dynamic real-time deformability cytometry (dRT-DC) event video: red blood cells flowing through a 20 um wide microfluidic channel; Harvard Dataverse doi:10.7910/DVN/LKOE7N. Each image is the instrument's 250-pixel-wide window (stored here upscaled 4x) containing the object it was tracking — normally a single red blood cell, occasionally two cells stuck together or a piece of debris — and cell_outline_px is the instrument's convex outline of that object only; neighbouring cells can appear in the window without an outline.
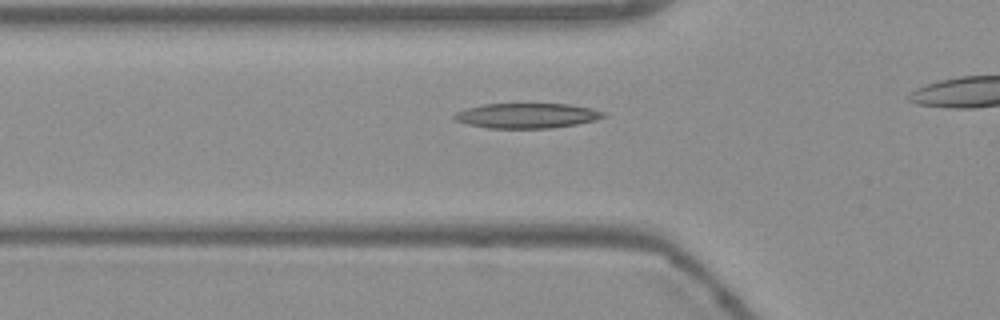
{"species": "Egyptian fruit bat (a non-hibernating species)", "species_latin": "Rousettus aegyptiacus", "temperature_condition": "warm", "stored_images_in_passage": 25, "camera_frame_rate_fps": 3000, "um_per_image_px": 0.085, "frame": {"image": 1, "passage_image": 13, "time_ms": 4.0, "image_size_px": [1000, 320], "cell_outline_px": [[608, 116], [596, 120], [576, 124], [548, 128], [488, 128], [468, 124], [456, 120], [452, 116], [456, 112], [468, 108], [484, 104], [572, 104], [592, 108], [604, 112]], "centroid_in_image_um": [44.83, 9.82], "position_along_channel_um": 81.0, "area_um2": 21.68}}
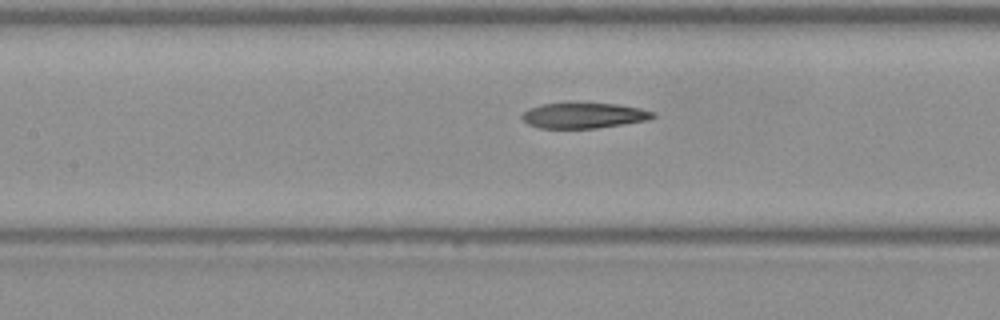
{"frame": {"image": 2, "passage_image": 19, "time_ms": 6.0, "image_size_px": [1000, 320], "cell_outline_px": [[656, 116], [648, 120], [624, 124], [596, 128], [536, 128], [528, 124], [520, 116], [528, 108], [540, 104], [572, 100], [616, 104], [640, 108], [656, 112]], "centroid_in_image_um": [49.59, 9.77], "position_along_channel_um": 157.8, "area_um2": 20.4}}
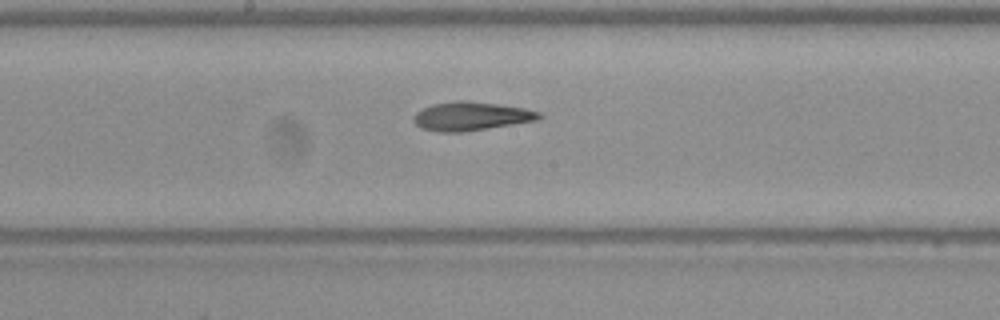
{"frame": {"image": 3, "passage_image": 23, "time_ms": 7.333, "image_size_px": [1000, 320], "cell_outline_px": [[544, 116], [536, 120], [488, 128], [460, 132], [440, 132], [424, 128], [416, 124], [412, 120], [412, 116], [416, 112], [432, 104], [456, 100], [464, 100], [496, 104], [524, 108], [540, 112]], "centroid_in_image_um": [40.02, 9.87], "position_along_channel_um": 208.2, "area_um2": 20.75}}